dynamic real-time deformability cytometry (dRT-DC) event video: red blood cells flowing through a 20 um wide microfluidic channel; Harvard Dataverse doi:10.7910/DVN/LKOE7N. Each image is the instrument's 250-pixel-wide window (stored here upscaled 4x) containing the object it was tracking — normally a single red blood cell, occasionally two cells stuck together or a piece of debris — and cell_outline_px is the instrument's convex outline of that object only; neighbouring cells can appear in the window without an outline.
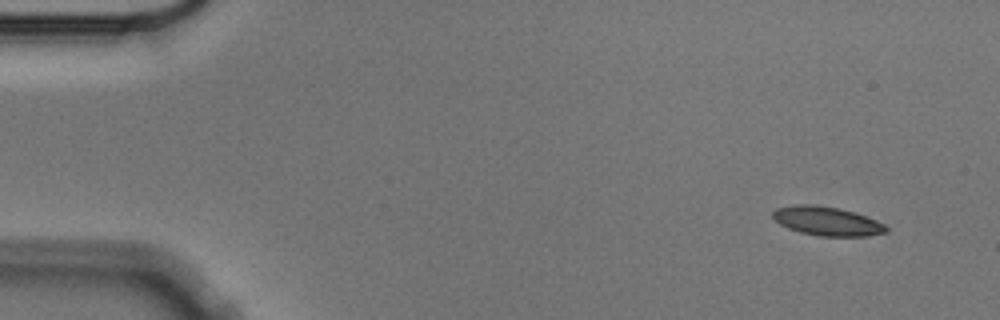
{"species": "Egyptian fruit bat (a non-hibernating species)", "species_latin": "Rousettus aegyptiacus", "temperature_condition": "cold", "stored_images_in_passage": 5, "camera_frame_rate_fps": 3000, "um_per_image_px": 0.085, "animal": {"sex": "male"}, "frame": {"image": 1, "passage_image": 1, "time_ms": 0.0, "image_size_px": [1000, 320], "cell_outline_px": [[888, 232], [868, 236], [820, 236], [800, 232], [788, 228], [780, 224], [772, 216], [772, 212], [776, 208], [796, 204], [816, 204], [840, 208], [876, 220], [884, 224], [888, 228]], "centroid_in_image_um": [70.29, 18.79], "position_along_channel_um": 14.7, "area_um2": 19.13}}
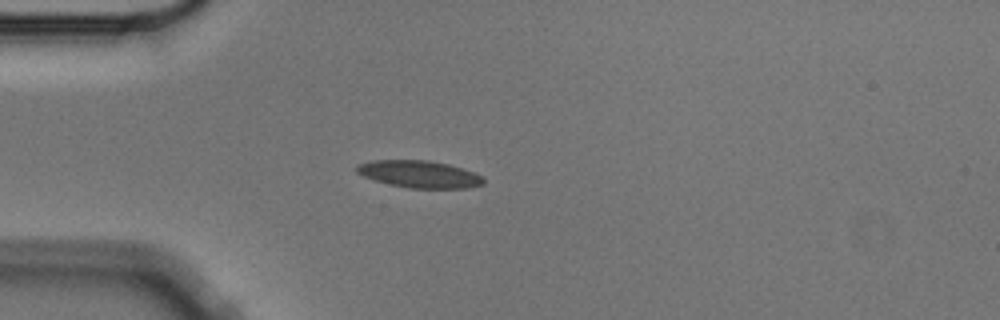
{"frame": {"image": 2, "passage_image": 4, "time_ms": 1.0, "image_size_px": [1000, 320], "cell_outline_px": [[484, 184], [468, 188], [412, 188], [392, 184], [376, 180], [364, 176], [356, 172], [356, 164], [372, 160], [428, 160], [448, 164], [472, 172], [480, 176], [484, 180]], "centroid_in_image_um": [35.62, 14.79], "position_along_channel_um": 49.4, "area_um2": 19.77}}